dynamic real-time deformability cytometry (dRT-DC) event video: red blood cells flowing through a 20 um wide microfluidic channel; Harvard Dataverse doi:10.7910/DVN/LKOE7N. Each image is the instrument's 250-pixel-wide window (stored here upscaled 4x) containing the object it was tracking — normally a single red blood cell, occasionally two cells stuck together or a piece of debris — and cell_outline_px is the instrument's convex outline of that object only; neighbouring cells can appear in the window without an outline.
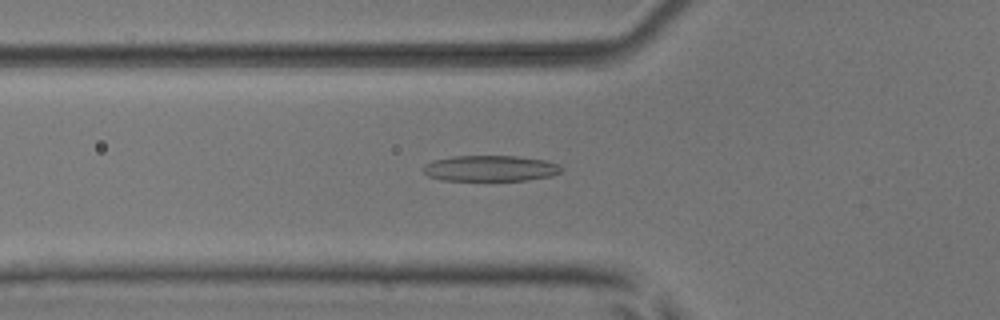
{"species": "common noctule bat (a hibernating species)", "species_latin": "Nyctalus noctula", "temperature_condition": "room temperature", "stored_images_in_passage": 48, "camera_frame_rate_fps": 3000, "um_per_image_px": 0.085, "animal": {"sex": "male", "body_mass_g": 17.9, "forearm_length_mm": 54.2}, "frame": {"image": 1, "passage_image": 14, "time_ms": 4.333, "image_size_px": [1000, 320], "cell_outline_px": [[552, 172], [540, 176], [520, 180], [456, 180], [440, 176], [440, 160], [468, 156], [504, 156], [536, 160], [548, 164]], "centroid_in_image_um": [41.84, 14.31], "position_along_channel_um": 84.0, "area_um2": 16.65}}
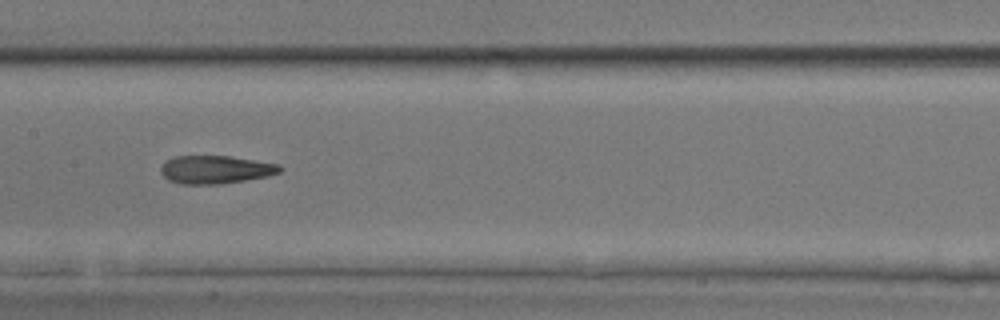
{"frame": {"image": 2, "passage_image": 22, "time_ms": 7.0, "image_size_px": [1000, 320], "cell_outline_px": [[280, 168], [276, 172], [260, 176], [236, 180], [172, 180], [164, 172], [164, 164], [168, 160], [184, 156], [224, 156], [272, 164]], "centroid_in_image_um": [18.32, 14.32], "position_along_channel_um": 189.1, "area_um2": 16.18}}
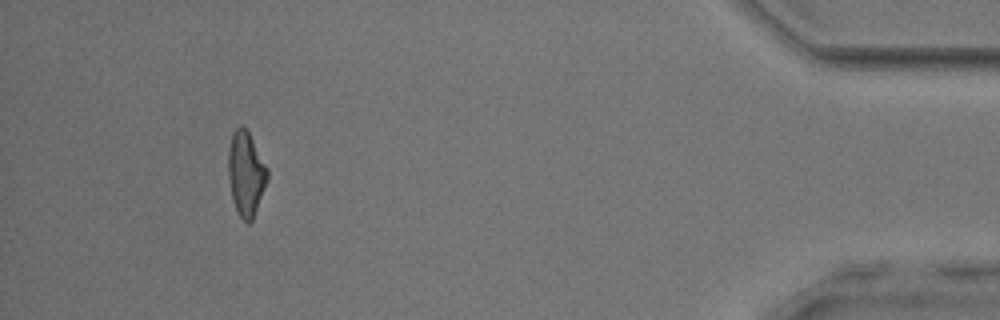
{"frame": {"image": 3, "passage_image": 44, "time_ms": 14.333, "image_size_px": [1000, 320], "cell_outline_px": [[268, 176], [252, 216], [248, 220], [244, 220], [240, 216], [236, 208], [232, 192], [232, 136], [240, 128], [244, 128], [248, 132], [268, 172]], "centroid_in_image_um": [20.97, 14.78], "position_along_channel_um": 414.2, "area_um2": 16.47}, "authors_computed_cell_mechanics": {"area_um2": 16.6175, "velocity_mm_per_s": 3.9254, "shape_relaxation_time_tau1_ms": null, "shape_relaxation_time_tau2_ms": 5.5572, "deformation_change_tau1": null, "deformation_change_tau2": 0.1586}}